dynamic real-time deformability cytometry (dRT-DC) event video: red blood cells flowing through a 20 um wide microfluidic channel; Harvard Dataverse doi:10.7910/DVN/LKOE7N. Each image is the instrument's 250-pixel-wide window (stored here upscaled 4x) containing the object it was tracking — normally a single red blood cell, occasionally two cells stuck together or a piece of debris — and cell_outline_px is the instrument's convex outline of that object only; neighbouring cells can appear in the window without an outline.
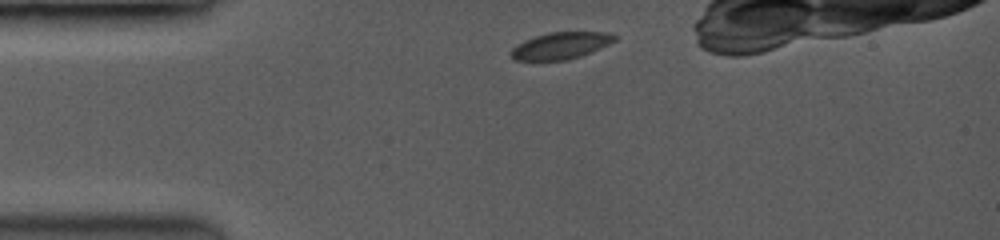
{"species": "common noctule bat (a hibernating species)", "species_latin": "Nyctalus noctula", "temperature_condition": "room temperature", "stored_images_in_passage": 2, "camera_frame_rate_fps": 3500, "um_per_image_px": 0.085, "animal": {"sex": "female", "body_mass_g": 19.0, "forearm_length_mm": 53.3}, "frame": {"image": 1, "passage_image": 1, "time_ms": 0.0, "image_size_px": [1000, 240], "cell_outline_px": [[616, 40], [588, 52], [564, 60], [516, 60], [512, 56], [512, 48], [524, 40], [548, 32], [604, 32], [616, 36]], "centroid_in_image_um": [47.62, 3.86], "position_along_channel_um": 37.4, "area_um2": 15.55}}